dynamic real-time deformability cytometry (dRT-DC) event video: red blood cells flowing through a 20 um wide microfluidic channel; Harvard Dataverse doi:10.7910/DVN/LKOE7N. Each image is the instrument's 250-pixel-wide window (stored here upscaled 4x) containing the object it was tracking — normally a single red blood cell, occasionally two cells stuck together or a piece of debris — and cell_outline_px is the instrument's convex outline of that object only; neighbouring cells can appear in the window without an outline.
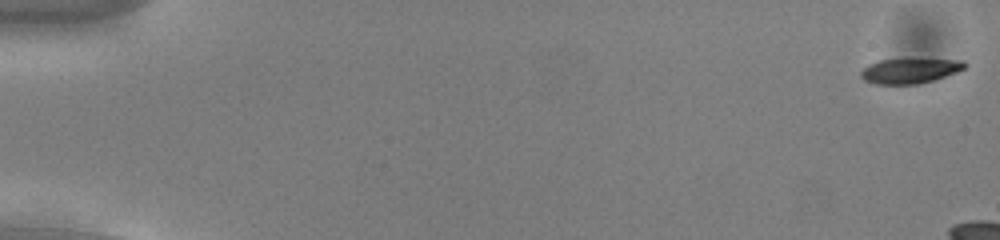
{"species": "common noctule bat (a hibernating species)", "species_latin": "Nyctalus noctula", "temperature_condition": "cold", "stored_images_in_passage": 11, "camera_frame_rate_fps": 3000, "um_per_image_px": 0.085, "animal": {"sex": "male", "body_mass_g": 13.0, "forearm_length_mm": 53.1}, "frame": {"image": 1, "passage_image": 1, "time_ms": 0.0, "image_size_px": [1000, 240], "cell_outline_px": [[968, 64], [964, 68], [956, 72], [920, 84], [872, 84], [864, 80], [860, 76], [860, 72], [868, 64], [880, 60], [904, 56], [912, 56], [964, 60]], "centroid_in_image_um": [77.35, 5.95], "position_along_channel_um": 7.7, "area_um2": 16.18}}